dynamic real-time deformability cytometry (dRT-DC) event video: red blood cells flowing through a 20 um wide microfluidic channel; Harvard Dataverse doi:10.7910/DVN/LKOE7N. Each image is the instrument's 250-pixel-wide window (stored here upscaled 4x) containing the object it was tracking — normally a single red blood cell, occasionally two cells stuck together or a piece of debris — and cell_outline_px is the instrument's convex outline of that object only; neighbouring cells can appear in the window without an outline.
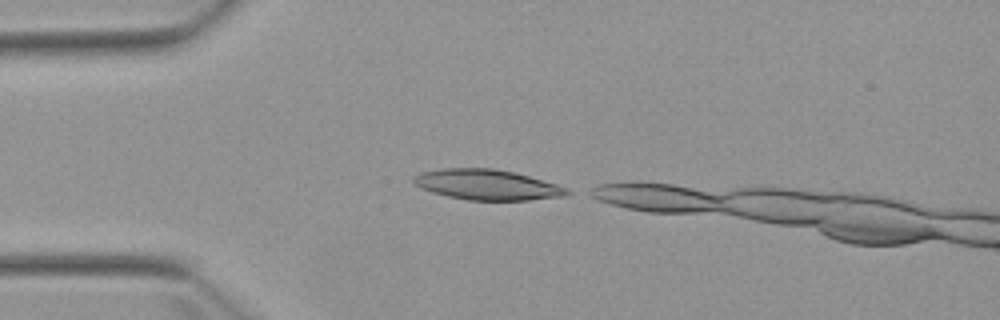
{"species": "Egyptian fruit bat (a non-hibernating species)", "species_latin": "Rousettus aegyptiacus", "temperature_condition": "warm", "stored_images_in_passage": 4, "camera_frame_rate_fps": 3000, "um_per_image_px": 0.085, "animal": {"sex": "female"}, "frame": {"image": 1, "passage_image": 4, "time_ms": 3.667, "image_size_px": [1000, 320], "cell_outline_px": [[576, 192], [568, 196], [528, 200], [468, 200], [448, 196], [432, 192], [416, 184], [412, 180], [412, 176], [420, 172], [440, 168], [492, 168], [512, 172], [528, 176], [556, 184], [568, 188]], "centroid_in_image_um": [41.45, 15.7], "position_along_channel_um": 43.6, "area_um2": 27.22}}